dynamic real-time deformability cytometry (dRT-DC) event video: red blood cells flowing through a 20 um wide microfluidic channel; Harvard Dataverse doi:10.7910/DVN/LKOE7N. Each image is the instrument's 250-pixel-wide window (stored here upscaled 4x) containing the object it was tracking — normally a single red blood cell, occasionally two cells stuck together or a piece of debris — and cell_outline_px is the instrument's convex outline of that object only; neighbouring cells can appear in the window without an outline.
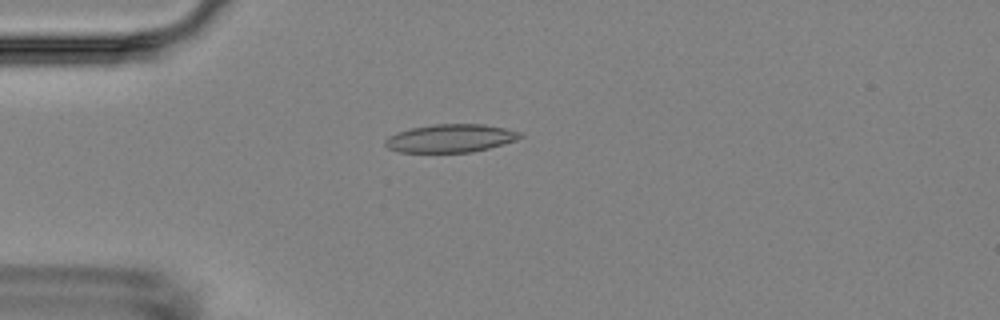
{"species": "Egyptian fruit bat (a non-hibernating species)", "species_latin": "Rousettus aegyptiacus", "temperature_condition": "room temperature", "stored_images_in_passage": 7, "camera_frame_rate_fps": 3000, "um_per_image_px": 0.085, "animal": {"sex": "female"}, "frame": {"image": 1, "passage_image": 5, "time_ms": 4.667, "image_size_px": [1000, 320], "cell_outline_px": [[524, 136], [516, 140], [488, 148], [472, 152], [400, 152], [388, 148], [384, 144], [384, 140], [388, 136], [396, 132], [412, 128], [432, 124], [484, 124], [504, 128], [520, 132]], "centroid_in_image_um": [38.27, 11.75], "position_along_channel_um": 46.7, "area_um2": 22.08}}
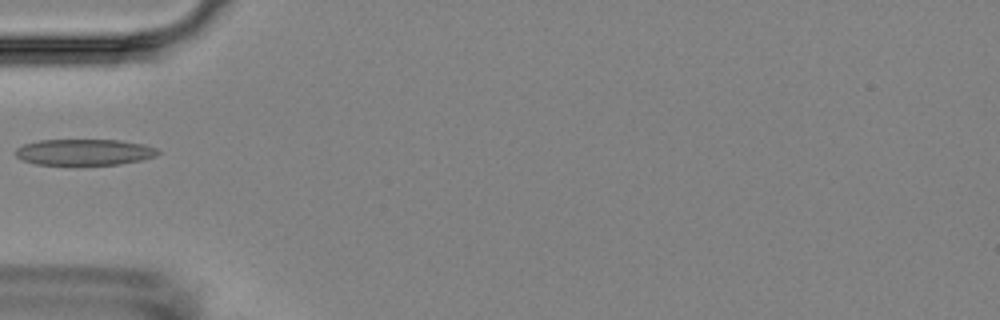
{"frame": {"image": 2, "passage_image": 6, "time_ms": 6.0, "image_size_px": [1000, 320], "cell_outline_px": [[160, 152], [156, 156], [144, 160], [120, 164], [36, 164], [24, 160], [16, 156], [16, 148], [24, 144], [40, 140], [120, 140], [144, 144], [156, 148]], "centroid_in_image_um": [7.21, 12.92], "position_along_channel_um": 77.8, "area_um2": 21.56}}